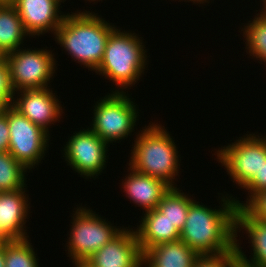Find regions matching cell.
Wrapping results in <instances>:
<instances>
[{
    "label": "cell",
    "instance_id": "obj_1",
    "mask_svg": "<svg viewBox=\"0 0 266 267\" xmlns=\"http://www.w3.org/2000/svg\"><path fill=\"white\" fill-rule=\"evenodd\" d=\"M218 195L221 204L216 209L194 200L180 232V240L200 256L221 255L236 249L238 207L232 194Z\"/></svg>",
    "mask_w": 266,
    "mask_h": 267
},
{
    "label": "cell",
    "instance_id": "obj_2",
    "mask_svg": "<svg viewBox=\"0 0 266 267\" xmlns=\"http://www.w3.org/2000/svg\"><path fill=\"white\" fill-rule=\"evenodd\" d=\"M71 13L65 15L53 39L72 60L95 71L102 61L108 37L117 26L92 10Z\"/></svg>",
    "mask_w": 266,
    "mask_h": 267
},
{
    "label": "cell",
    "instance_id": "obj_3",
    "mask_svg": "<svg viewBox=\"0 0 266 267\" xmlns=\"http://www.w3.org/2000/svg\"><path fill=\"white\" fill-rule=\"evenodd\" d=\"M136 134L127 165L141 174L177 187L175 181L180 176L181 155L169 131L160 122L151 121Z\"/></svg>",
    "mask_w": 266,
    "mask_h": 267
},
{
    "label": "cell",
    "instance_id": "obj_4",
    "mask_svg": "<svg viewBox=\"0 0 266 267\" xmlns=\"http://www.w3.org/2000/svg\"><path fill=\"white\" fill-rule=\"evenodd\" d=\"M121 30L116 27L110 33L102 61L94 71L105 80L112 81L110 83L117 88H113L110 92L117 93L128 92L127 89H131L140 81L149 62L143 37L130 30Z\"/></svg>",
    "mask_w": 266,
    "mask_h": 267
},
{
    "label": "cell",
    "instance_id": "obj_5",
    "mask_svg": "<svg viewBox=\"0 0 266 267\" xmlns=\"http://www.w3.org/2000/svg\"><path fill=\"white\" fill-rule=\"evenodd\" d=\"M129 95L110 92L93 106V119L88 127L109 146L131 136L137 127L139 107Z\"/></svg>",
    "mask_w": 266,
    "mask_h": 267
},
{
    "label": "cell",
    "instance_id": "obj_6",
    "mask_svg": "<svg viewBox=\"0 0 266 267\" xmlns=\"http://www.w3.org/2000/svg\"><path fill=\"white\" fill-rule=\"evenodd\" d=\"M71 217L70 231L65 250L72 261H86L107 242L113 239L123 227L114 226L111 221L96 214L91 208L76 205Z\"/></svg>",
    "mask_w": 266,
    "mask_h": 267
},
{
    "label": "cell",
    "instance_id": "obj_7",
    "mask_svg": "<svg viewBox=\"0 0 266 267\" xmlns=\"http://www.w3.org/2000/svg\"><path fill=\"white\" fill-rule=\"evenodd\" d=\"M255 133L237 137L238 140L215 149V154H212L216 156L214 160L217 159L227 170L231 181L241 189L259 172L266 159V136L262 137L258 131Z\"/></svg>",
    "mask_w": 266,
    "mask_h": 267
},
{
    "label": "cell",
    "instance_id": "obj_8",
    "mask_svg": "<svg viewBox=\"0 0 266 267\" xmlns=\"http://www.w3.org/2000/svg\"><path fill=\"white\" fill-rule=\"evenodd\" d=\"M24 48V49H23ZM44 48H19L5 56L9 66L13 90H29L51 87L57 67L54 50ZM55 57V58H54ZM49 85V86H48Z\"/></svg>",
    "mask_w": 266,
    "mask_h": 267
},
{
    "label": "cell",
    "instance_id": "obj_9",
    "mask_svg": "<svg viewBox=\"0 0 266 267\" xmlns=\"http://www.w3.org/2000/svg\"><path fill=\"white\" fill-rule=\"evenodd\" d=\"M9 125L8 152L29 171L44 160L49 150V133L35 125L17 111L12 105L7 106Z\"/></svg>",
    "mask_w": 266,
    "mask_h": 267
},
{
    "label": "cell",
    "instance_id": "obj_10",
    "mask_svg": "<svg viewBox=\"0 0 266 267\" xmlns=\"http://www.w3.org/2000/svg\"><path fill=\"white\" fill-rule=\"evenodd\" d=\"M65 145L62 156L75 173L84 179H96L106 168L109 159V145L89 127L73 132ZM99 175V176H98Z\"/></svg>",
    "mask_w": 266,
    "mask_h": 267
},
{
    "label": "cell",
    "instance_id": "obj_11",
    "mask_svg": "<svg viewBox=\"0 0 266 267\" xmlns=\"http://www.w3.org/2000/svg\"><path fill=\"white\" fill-rule=\"evenodd\" d=\"M51 87L16 91L12 106L47 133L51 125L63 118L60 99ZM56 94V95H55Z\"/></svg>",
    "mask_w": 266,
    "mask_h": 267
},
{
    "label": "cell",
    "instance_id": "obj_12",
    "mask_svg": "<svg viewBox=\"0 0 266 267\" xmlns=\"http://www.w3.org/2000/svg\"><path fill=\"white\" fill-rule=\"evenodd\" d=\"M124 227L88 260L92 267H143V253L135 230Z\"/></svg>",
    "mask_w": 266,
    "mask_h": 267
},
{
    "label": "cell",
    "instance_id": "obj_13",
    "mask_svg": "<svg viewBox=\"0 0 266 267\" xmlns=\"http://www.w3.org/2000/svg\"><path fill=\"white\" fill-rule=\"evenodd\" d=\"M61 0H14L18 15L30 37L51 33L53 36L63 22Z\"/></svg>",
    "mask_w": 266,
    "mask_h": 267
},
{
    "label": "cell",
    "instance_id": "obj_14",
    "mask_svg": "<svg viewBox=\"0 0 266 267\" xmlns=\"http://www.w3.org/2000/svg\"><path fill=\"white\" fill-rule=\"evenodd\" d=\"M26 188L11 192H0V243L24 240L27 234V218L30 212L29 195Z\"/></svg>",
    "mask_w": 266,
    "mask_h": 267
},
{
    "label": "cell",
    "instance_id": "obj_15",
    "mask_svg": "<svg viewBox=\"0 0 266 267\" xmlns=\"http://www.w3.org/2000/svg\"><path fill=\"white\" fill-rule=\"evenodd\" d=\"M241 231L250 239H248V243L251 244L249 258L240 246L242 244L238 235ZM236 250L243 266L266 267V221L254 218L244 207H238L236 212Z\"/></svg>",
    "mask_w": 266,
    "mask_h": 267
},
{
    "label": "cell",
    "instance_id": "obj_16",
    "mask_svg": "<svg viewBox=\"0 0 266 267\" xmlns=\"http://www.w3.org/2000/svg\"><path fill=\"white\" fill-rule=\"evenodd\" d=\"M128 174L122 181L121 188L130 199V203L138 205L145 212L156 209L163 196L171 186L165 181L141 174L128 167Z\"/></svg>",
    "mask_w": 266,
    "mask_h": 267
},
{
    "label": "cell",
    "instance_id": "obj_17",
    "mask_svg": "<svg viewBox=\"0 0 266 267\" xmlns=\"http://www.w3.org/2000/svg\"><path fill=\"white\" fill-rule=\"evenodd\" d=\"M139 222L134 230L142 253L155 245L180 240L178 229L157 208L143 211Z\"/></svg>",
    "mask_w": 266,
    "mask_h": 267
},
{
    "label": "cell",
    "instance_id": "obj_18",
    "mask_svg": "<svg viewBox=\"0 0 266 267\" xmlns=\"http://www.w3.org/2000/svg\"><path fill=\"white\" fill-rule=\"evenodd\" d=\"M200 255L182 240L155 245L143 253V267H194Z\"/></svg>",
    "mask_w": 266,
    "mask_h": 267
},
{
    "label": "cell",
    "instance_id": "obj_19",
    "mask_svg": "<svg viewBox=\"0 0 266 267\" xmlns=\"http://www.w3.org/2000/svg\"><path fill=\"white\" fill-rule=\"evenodd\" d=\"M29 37L15 6L0 5V51L6 56L23 47Z\"/></svg>",
    "mask_w": 266,
    "mask_h": 267
},
{
    "label": "cell",
    "instance_id": "obj_20",
    "mask_svg": "<svg viewBox=\"0 0 266 267\" xmlns=\"http://www.w3.org/2000/svg\"><path fill=\"white\" fill-rule=\"evenodd\" d=\"M191 196L193 197L191 194L184 193L179 187H171L158 204L157 209L179 232L183 230L190 204L194 201Z\"/></svg>",
    "mask_w": 266,
    "mask_h": 267
},
{
    "label": "cell",
    "instance_id": "obj_21",
    "mask_svg": "<svg viewBox=\"0 0 266 267\" xmlns=\"http://www.w3.org/2000/svg\"><path fill=\"white\" fill-rule=\"evenodd\" d=\"M241 32L245 39V49L246 53L250 55L249 57L258 61V63L266 65V16L256 14L252 20L248 23H241Z\"/></svg>",
    "mask_w": 266,
    "mask_h": 267
},
{
    "label": "cell",
    "instance_id": "obj_22",
    "mask_svg": "<svg viewBox=\"0 0 266 267\" xmlns=\"http://www.w3.org/2000/svg\"><path fill=\"white\" fill-rule=\"evenodd\" d=\"M27 172L30 171L9 152L0 153V192H11L25 188L27 186Z\"/></svg>",
    "mask_w": 266,
    "mask_h": 267
},
{
    "label": "cell",
    "instance_id": "obj_23",
    "mask_svg": "<svg viewBox=\"0 0 266 267\" xmlns=\"http://www.w3.org/2000/svg\"><path fill=\"white\" fill-rule=\"evenodd\" d=\"M30 242V238L5 241V267H40Z\"/></svg>",
    "mask_w": 266,
    "mask_h": 267
},
{
    "label": "cell",
    "instance_id": "obj_24",
    "mask_svg": "<svg viewBox=\"0 0 266 267\" xmlns=\"http://www.w3.org/2000/svg\"><path fill=\"white\" fill-rule=\"evenodd\" d=\"M241 265V259L235 249L221 255L200 256L194 267H240Z\"/></svg>",
    "mask_w": 266,
    "mask_h": 267
},
{
    "label": "cell",
    "instance_id": "obj_25",
    "mask_svg": "<svg viewBox=\"0 0 266 267\" xmlns=\"http://www.w3.org/2000/svg\"><path fill=\"white\" fill-rule=\"evenodd\" d=\"M242 189H246L245 192L248 191L246 192L248 195L246 201L234 197L237 207H243L253 196L266 191V159H264L259 172H256L255 176Z\"/></svg>",
    "mask_w": 266,
    "mask_h": 267
},
{
    "label": "cell",
    "instance_id": "obj_26",
    "mask_svg": "<svg viewBox=\"0 0 266 267\" xmlns=\"http://www.w3.org/2000/svg\"><path fill=\"white\" fill-rule=\"evenodd\" d=\"M14 95L15 91L11 85L9 66L4 60L0 64V111L12 105Z\"/></svg>",
    "mask_w": 266,
    "mask_h": 267
},
{
    "label": "cell",
    "instance_id": "obj_27",
    "mask_svg": "<svg viewBox=\"0 0 266 267\" xmlns=\"http://www.w3.org/2000/svg\"><path fill=\"white\" fill-rule=\"evenodd\" d=\"M243 207L254 218L266 221V191L253 196Z\"/></svg>",
    "mask_w": 266,
    "mask_h": 267
},
{
    "label": "cell",
    "instance_id": "obj_28",
    "mask_svg": "<svg viewBox=\"0 0 266 267\" xmlns=\"http://www.w3.org/2000/svg\"><path fill=\"white\" fill-rule=\"evenodd\" d=\"M9 125L7 119V107L0 111V153L8 152L9 149Z\"/></svg>",
    "mask_w": 266,
    "mask_h": 267
},
{
    "label": "cell",
    "instance_id": "obj_29",
    "mask_svg": "<svg viewBox=\"0 0 266 267\" xmlns=\"http://www.w3.org/2000/svg\"><path fill=\"white\" fill-rule=\"evenodd\" d=\"M0 267H5V241L0 243Z\"/></svg>",
    "mask_w": 266,
    "mask_h": 267
},
{
    "label": "cell",
    "instance_id": "obj_30",
    "mask_svg": "<svg viewBox=\"0 0 266 267\" xmlns=\"http://www.w3.org/2000/svg\"><path fill=\"white\" fill-rule=\"evenodd\" d=\"M172 1H174V0H172ZM181 1H184V2H190L191 1L193 3L192 5H194V4H197L198 5L199 4V7H200V6H202L200 4H203V5H206L205 3H208L209 4V2L211 0H179L178 2H181Z\"/></svg>",
    "mask_w": 266,
    "mask_h": 267
},
{
    "label": "cell",
    "instance_id": "obj_31",
    "mask_svg": "<svg viewBox=\"0 0 266 267\" xmlns=\"http://www.w3.org/2000/svg\"><path fill=\"white\" fill-rule=\"evenodd\" d=\"M75 267H92L87 261H71Z\"/></svg>",
    "mask_w": 266,
    "mask_h": 267
},
{
    "label": "cell",
    "instance_id": "obj_32",
    "mask_svg": "<svg viewBox=\"0 0 266 267\" xmlns=\"http://www.w3.org/2000/svg\"><path fill=\"white\" fill-rule=\"evenodd\" d=\"M261 1H262V3H260V4H262L263 6L261 7V5H260V8L262 10L259 9L260 12H258V14L266 16V0H261Z\"/></svg>",
    "mask_w": 266,
    "mask_h": 267
},
{
    "label": "cell",
    "instance_id": "obj_33",
    "mask_svg": "<svg viewBox=\"0 0 266 267\" xmlns=\"http://www.w3.org/2000/svg\"><path fill=\"white\" fill-rule=\"evenodd\" d=\"M14 0H0V5H12Z\"/></svg>",
    "mask_w": 266,
    "mask_h": 267
},
{
    "label": "cell",
    "instance_id": "obj_34",
    "mask_svg": "<svg viewBox=\"0 0 266 267\" xmlns=\"http://www.w3.org/2000/svg\"><path fill=\"white\" fill-rule=\"evenodd\" d=\"M5 60V55L0 51V64Z\"/></svg>",
    "mask_w": 266,
    "mask_h": 267
},
{
    "label": "cell",
    "instance_id": "obj_35",
    "mask_svg": "<svg viewBox=\"0 0 266 267\" xmlns=\"http://www.w3.org/2000/svg\"><path fill=\"white\" fill-rule=\"evenodd\" d=\"M86 1H89V2H91V3L93 2V4H95V2L98 3V2L103 1V0H86Z\"/></svg>",
    "mask_w": 266,
    "mask_h": 267
}]
</instances>
